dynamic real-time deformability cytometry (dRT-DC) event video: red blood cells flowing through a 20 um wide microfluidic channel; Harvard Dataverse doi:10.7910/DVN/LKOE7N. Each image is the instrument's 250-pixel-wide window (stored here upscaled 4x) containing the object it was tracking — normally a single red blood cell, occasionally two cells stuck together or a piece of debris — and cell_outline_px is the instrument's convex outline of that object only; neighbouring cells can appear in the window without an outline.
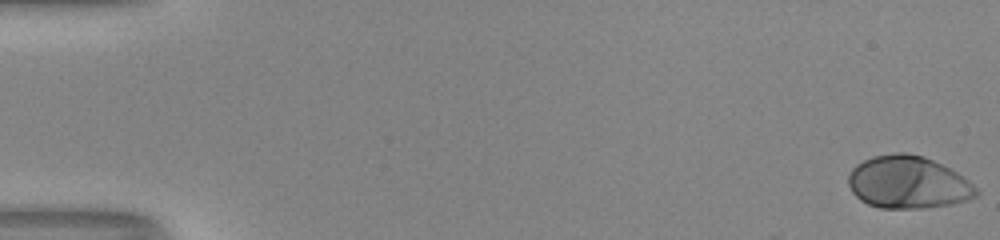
{"species": "human", "species_latin": "Homo sapiens", "temperature_condition": "room temperature", "stored_images_in_passage": 54, "camera_frame_rate_fps": 3000, "um_per_image_px": 0.085, "donor": {"sex": "male"}, "frame": {"image": 1, "passage_image": 1, "time_ms": 0.0, "image_size_px": [1000, 240], "cell_outline_px": [[980, 192], [976, 196], [968, 200], [952, 204], [924, 208], [880, 208], [868, 204], [860, 200], [852, 192], [848, 184], [848, 176], [852, 168], [856, 164], [872, 156], [892, 152], [908, 152], [924, 156], [956, 172], [968, 180]], "centroid_in_image_um": [77.16, 15.49], "position_along_channel_um": 7.8, "area_um2": 39.3}}
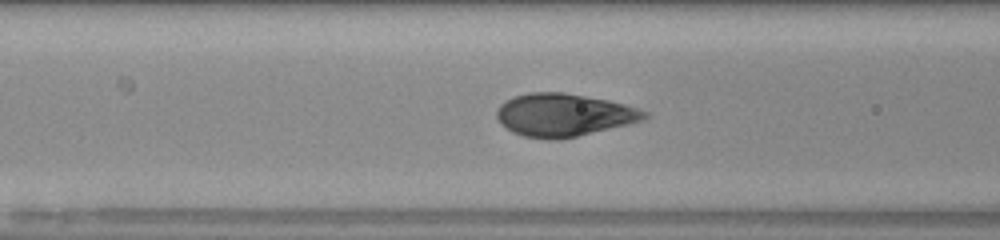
{"frame": {"image": 2, "passage_image": 23, "time_ms": 7.333, "image_size_px": [1000, 240], "cell_outline_px": [[648, 116], [644, 120], [628, 124], [560, 140], [548, 140], [524, 136], [512, 132], [500, 124], [496, 116], [496, 112], [500, 104], [504, 100], [512, 96], [528, 92], [564, 92], [608, 100], [624, 104], [648, 112]], "centroid_in_image_um": [47.87, 9.77], "position_along_channel_um": 118.7, "area_um2": 37.05}}
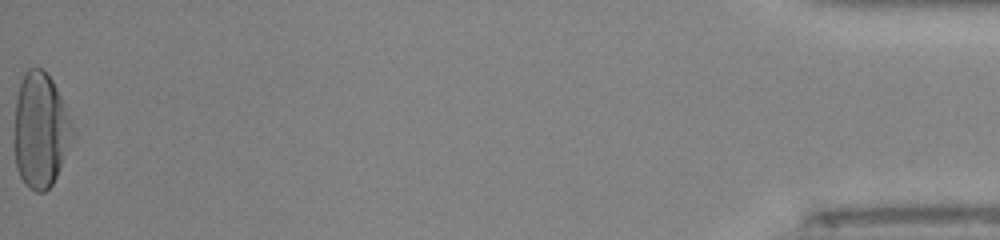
{"frame": {"image": 3, "passage_image": 54, "time_ms": 17.667, "image_size_px": [1000, 240], "cell_outline_px": [[76, 136], [52, 184], [44, 192], [36, 192], [28, 188], [24, 184], [16, 168], [16, 100], [20, 84], [24, 72], [28, 68], [40, 68], [52, 80], [64, 104], [72, 124]], "centroid_in_image_um": [3.48, 11.11], "position_along_channel_um": 431.7, "area_um2": 38.67}, "authors_computed_cell_mechanics": {"area_um2": 37.2521, "velocity_mm_per_s": 3.9895, "shape_relaxation_time_tau1_ms": 2.8376, "shape_relaxation_time_tau2_ms": null, "deformation_change_tau1": 0.1972, "deformation_change_tau2": null}}